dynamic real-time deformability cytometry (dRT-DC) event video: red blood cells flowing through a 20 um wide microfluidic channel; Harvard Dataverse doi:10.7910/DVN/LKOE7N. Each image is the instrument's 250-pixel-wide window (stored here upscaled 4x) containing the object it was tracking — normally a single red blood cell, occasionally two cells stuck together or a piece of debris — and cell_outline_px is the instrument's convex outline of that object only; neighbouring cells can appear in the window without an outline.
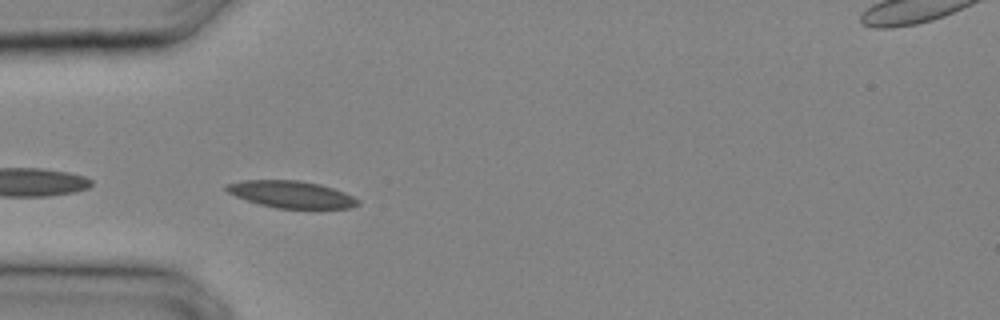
{"species": "common noctule bat (a hibernating species)", "species_latin": "Nyctalus noctula", "temperature_condition": "cold", "stored_images_in_passage": 22, "camera_frame_rate_fps": 3000, "um_per_image_px": 0.085, "animal": {"sex": "male", "body_mass_g": 20.4}, "frame": {"image": 1, "passage_image": 8, "time_ms": 2.333, "image_size_px": [1000, 320], "cell_outline_px": [[360, 204], [352, 208], [276, 208], [260, 204], [236, 196], [228, 192], [224, 188], [224, 184], [244, 180], [300, 180], [320, 184], [344, 192], [360, 200]], "centroid_in_image_um": [24.76, 16.51], "position_along_channel_um": 60.2, "area_um2": 20.63}}
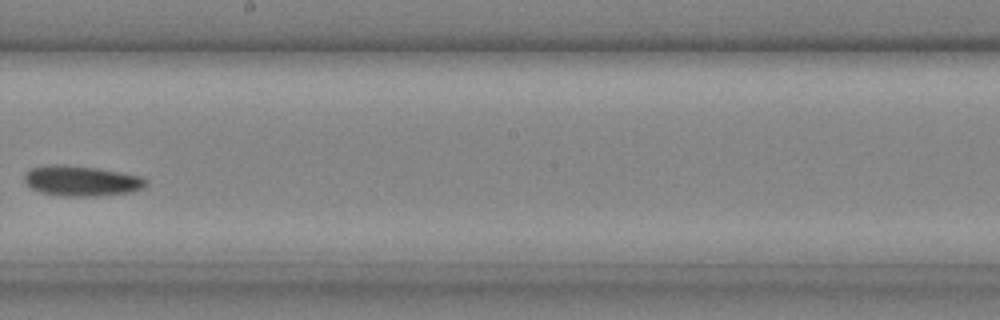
{"frame": {"image": 2, "passage_image": 17, "time_ms": 5.333, "image_size_px": [1000, 320], "cell_outline_px": [[148, 184], [132, 192], [96, 196], [60, 196], [40, 192], [32, 188], [24, 180], [24, 176], [28, 168], [52, 164], [64, 164], [96, 168], [144, 176], [148, 180]], "centroid_in_image_um": [6.93, 15.37], "position_along_channel_um": 241.3, "area_um2": 21.68}}
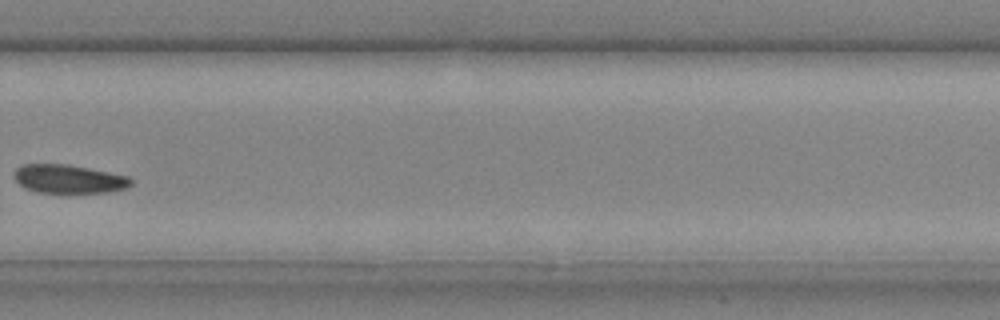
{"frame": {"image": 3, "passage_image": 21, "time_ms": 6.667, "image_size_px": [1000, 320], "cell_outline_px": [[132, 184], [128, 188], [112, 192], [64, 196], [36, 192], [20, 184], [16, 180], [16, 168], [24, 164], [68, 164], [128, 176], [132, 180]], "centroid_in_image_um": [5.91, 15.27], "position_along_channel_um": 323.9, "area_um2": 20.29}}